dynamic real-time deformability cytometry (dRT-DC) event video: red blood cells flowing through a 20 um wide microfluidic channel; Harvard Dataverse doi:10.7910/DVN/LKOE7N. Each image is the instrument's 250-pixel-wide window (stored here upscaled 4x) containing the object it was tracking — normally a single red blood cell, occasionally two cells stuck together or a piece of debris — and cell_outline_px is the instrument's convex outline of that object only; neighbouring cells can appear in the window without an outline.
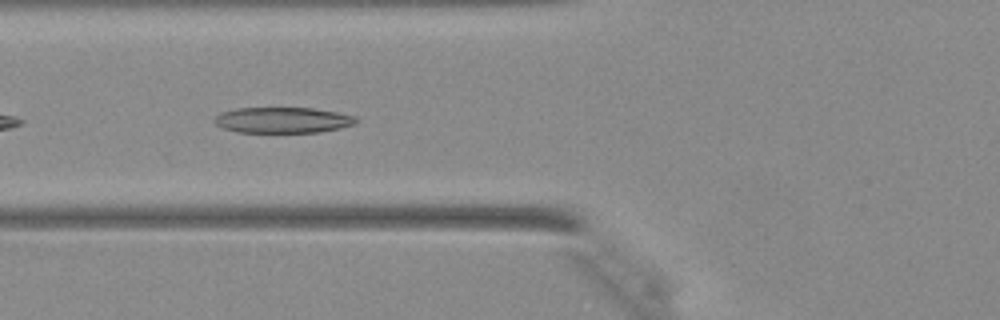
{"species": "Egyptian fruit bat (a non-hibernating species)", "species_latin": "Rousettus aegyptiacus", "temperature_condition": "warm", "stored_images_in_passage": 19, "camera_frame_rate_fps": 3000, "um_per_image_px": 0.085, "animal": {"sex": "female"}, "frame": {"image": 1, "passage_image": 6, "time_ms": 1.667, "image_size_px": [1000, 320], "cell_outline_px": [[360, 120], [356, 124], [340, 128], [320, 132], [236, 132], [224, 128], [216, 124], [212, 120], [220, 112], [236, 108], [312, 108], [336, 112], [356, 116]], "centroid_in_image_um": [24.05, 10.2], "position_along_channel_um": 101.8, "area_um2": 21.39}}
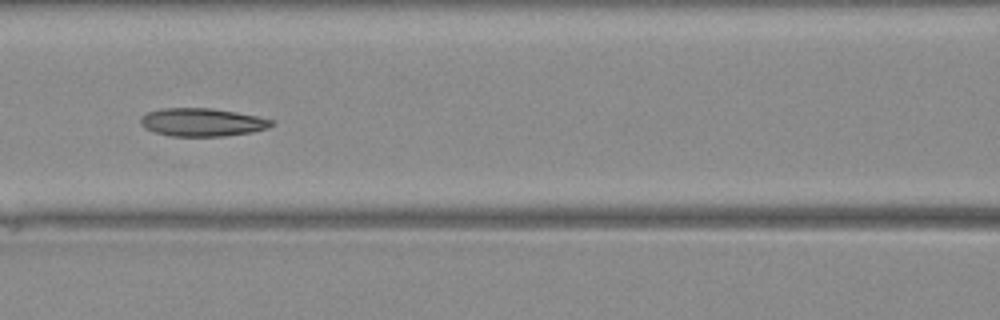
{"frame": {"image": 2, "passage_image": 9, "time_ms": 2.667, "image_size_px": [1000, 320], "cell_outline_px": [[276, 124], [268, 128], [252, 132], [224, 136], [172, 136], [152, 132], [144, 128], [140, 124], [140, 116], [148, 112], [160, 108], [212, 108], [236, 112], [276, 120]], "centroid_in_image_um": [17.18, 10.39], "position_along_channel_um": 149.4, "area_um2": 21.73}}